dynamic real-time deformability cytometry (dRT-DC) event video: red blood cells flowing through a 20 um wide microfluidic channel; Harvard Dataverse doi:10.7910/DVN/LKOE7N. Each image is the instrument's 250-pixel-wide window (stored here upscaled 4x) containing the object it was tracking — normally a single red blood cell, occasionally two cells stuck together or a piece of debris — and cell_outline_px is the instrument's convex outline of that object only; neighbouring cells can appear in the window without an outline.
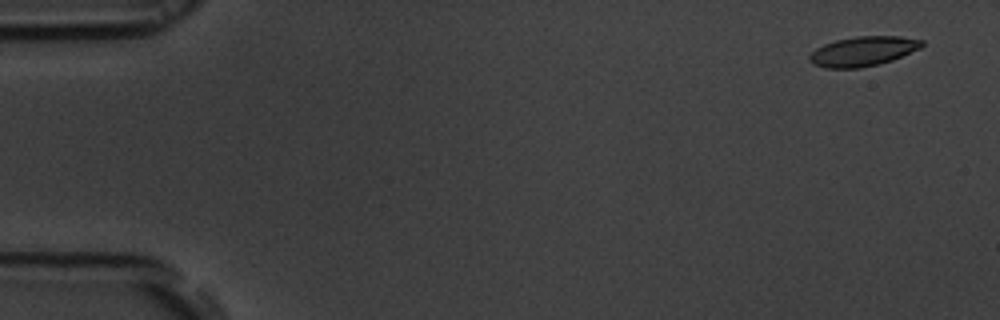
{"species": "common noctule bat (a hibernating species)", "species_latin": "Nyctalus noctula", "temperature_condition": "room temperature", "stored_images_in_passage": 16, "camera_frame_rate_fps": 3000, "um_per_image_px": 0.085, "animal": {"sex": "male", "body_mass_g": 19.5, "forearm_length_mm": 54.6}, "frame": {"image": 1, "passage_image": 3, "time_ms": 0.667, "image_size_px": [1000, 320], "cell_outline_px": [[924, 44], [920, 48], [892, 60], [880, 64], [860, 68], [824, 68], [812, 64], [808, 60], [808, 56], [816, 48], [824, 44], [836, 40], [856, 36], [900, 36], [924, 40]], "centroid_in_image_um": [73.33, 4.36], "position_along_channel_um": 11.7, "area_um2": 19.54}}
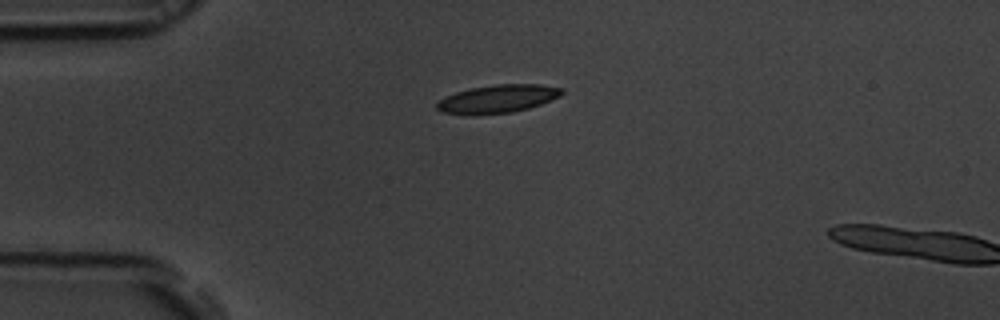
{"frame": {"image": 2, "passage_image": 14, "time_ms": 4.333, "image_size_px": [1000, 320], "cell_outline_px": [[564, 92], [560, 96], [540, 104], [528, 108], [512, 112], [476, 116], [468, 116], [444, 112], [436, 108], [436, 104], [440, 100], [456, 92], [468, 88], [496, 84], [540, 84], [564, 88]], "centroid_in_image_um": [42.3, 8.41], "position_along_channel_um": 42.7, "area_um2": 20.69}}